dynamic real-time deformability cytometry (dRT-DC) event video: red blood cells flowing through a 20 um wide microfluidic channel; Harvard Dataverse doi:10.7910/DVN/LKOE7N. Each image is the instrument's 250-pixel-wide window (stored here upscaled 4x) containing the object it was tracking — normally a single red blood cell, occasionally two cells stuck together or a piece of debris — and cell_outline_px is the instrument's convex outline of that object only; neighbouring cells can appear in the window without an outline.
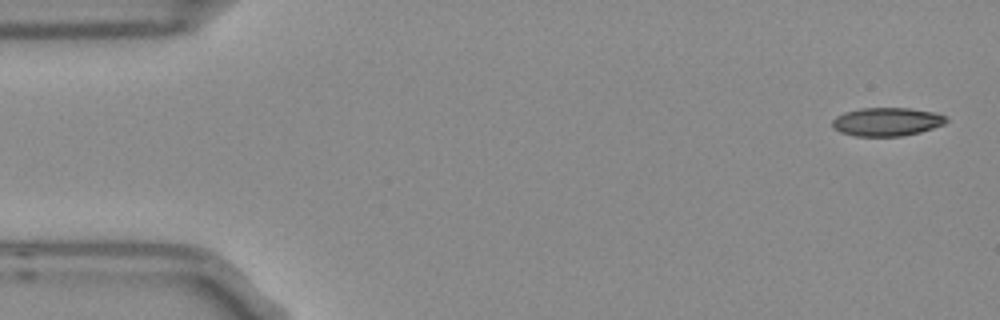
{"species": "Egyptian fruit bat (a non-hibernating species)", "species_latin": "Rousettus aegyptiacus", "temperature_condition": "room temperature", "stored_images_in_passage": 6, "camera_frame_rate_fps": 3000, "um_per_image_px": 0.085, "frame": {"image": 1, "passage_image": 1, "time_ms": 0.0, "image_size_px": [1000, 320], "cell_outline_px": [[948, 120], [944, 124], [920, 132], [900, 136], [856, 136], [840, 132], [832, 128], [832, 120], [836, 116], [844, 112], [860, 108], [912, 108], [936, 112], [944, 116]], "centroid_in_image_um": [75.36, 10.34], "position_along_channel_um": 9.6, "area_um2": 18.96}}
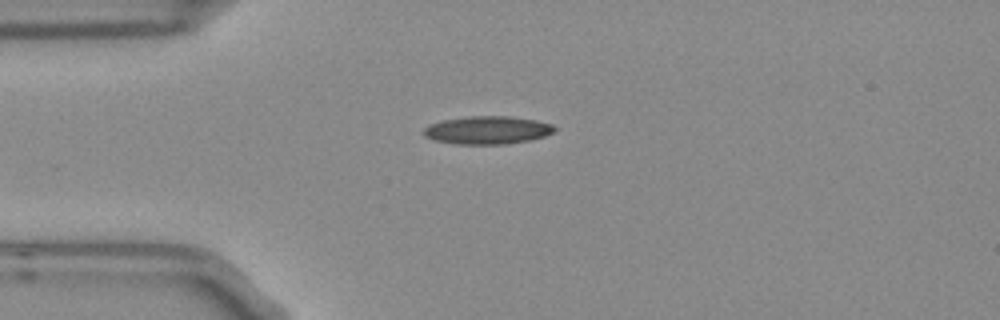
{"frame": {"image": 2, "passage_image": 4, "time_ms": 1.0, "image_size_px": [1000, 320], "cell_outline_px": [[556, 128], [552, 132], [544, 136], [528, 140], [504, 144], [452, 144], [432, 140], [424, 136], [424, 128], [428, 124], [444, 120], [468, 116], [512, 116], [536, 120], [552, 124]], "centroid_in_image_um": [41.39, 11.06], "position_along_channel_um": 43.6, "area_um2": 21.39}}
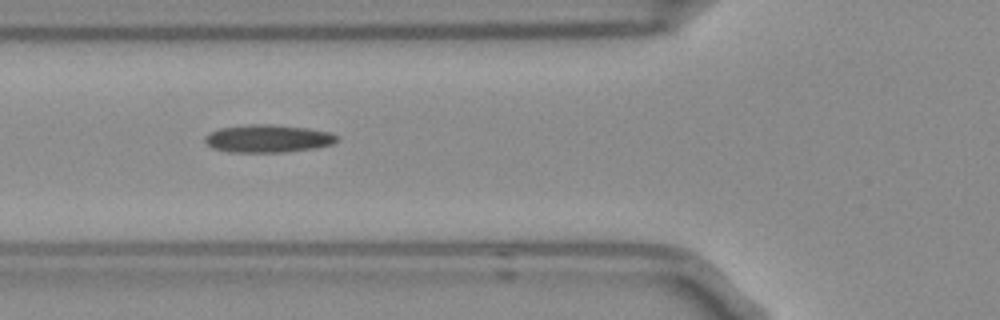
{"frame": {"image": 3, "passage_image": 6, "time_ms": 1.667, "image_size_px": [1000, 320], "cell_outline_px": [[340, 140], [332, 144], [316, 148], [284, 152], [228, 152], [212, 148], [204, 140], [204, 136], [220, 128], [252, 124], [272, 124], [308, 128], [332, 132], [340, 136]], "centroid_in_image_um": [22.84, 11.78], "position_along_channel_um": 103.0, "area_um2": 21.56}}